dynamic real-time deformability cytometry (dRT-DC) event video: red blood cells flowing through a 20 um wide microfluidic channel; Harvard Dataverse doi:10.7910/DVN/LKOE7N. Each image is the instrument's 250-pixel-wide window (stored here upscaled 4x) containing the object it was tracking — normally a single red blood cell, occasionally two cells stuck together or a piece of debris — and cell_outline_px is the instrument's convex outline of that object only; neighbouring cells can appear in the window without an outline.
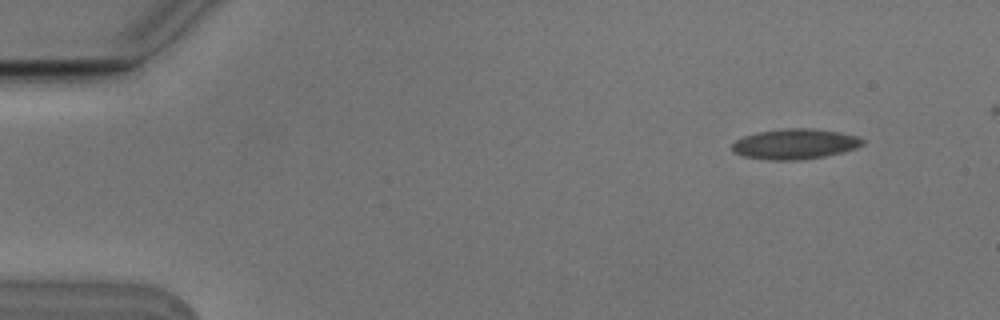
{"species": "Egyptian fruit bat (a non-hibernating species)", "species_latin": "Rousettus aegyptiacus", "temperature_condition": "cold", "stored_images_in_passage": 5, "camera_frame_rate_fps": 3000, "um_per_image_px": 0.085, "animal": {"sex": "male"}, "frame": {"image": 1, "passage_image": 1, "time_ms": 0.0, "image_size_px": [1000, 320], "cell_outline_px": [[864, 144], [856, 148], [844, 152], [804, 160], [768, 160], [744, 156], [732, 152], [732, 144], [736, 140], [744, 136], [760, 132], [788, 128], [812, 128], [840, 132], [860, 136], [864, 140]], "centroid_in_image_um": [67.61, 12.24], "position_along_channel_um": 17.4, "area_um2": 23.18}}
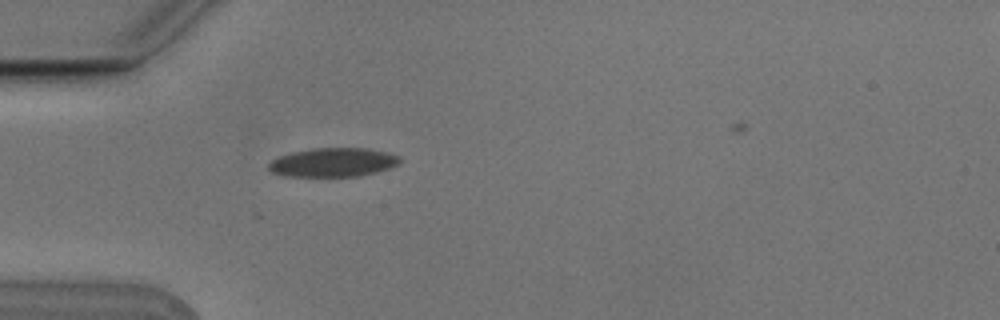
{"frame": {"image": 2, "passage_image": 4, "time_ms": 1.0, "image_size_px": [1000, 320], "cell_outline_px": [[400, 164], [388, 168], [360, 176], [284, 176], [272, 172], [268, 168], [268, 164], [272, 160], [280, 156], [292, 152], [312, 148], [368, 148], [388, 152], [396, 156], [400, 160]], "centroid_in_image_um": [28.29, 13.79], "position_along_channel_um": 56.7, "area_um2": 21.96}}